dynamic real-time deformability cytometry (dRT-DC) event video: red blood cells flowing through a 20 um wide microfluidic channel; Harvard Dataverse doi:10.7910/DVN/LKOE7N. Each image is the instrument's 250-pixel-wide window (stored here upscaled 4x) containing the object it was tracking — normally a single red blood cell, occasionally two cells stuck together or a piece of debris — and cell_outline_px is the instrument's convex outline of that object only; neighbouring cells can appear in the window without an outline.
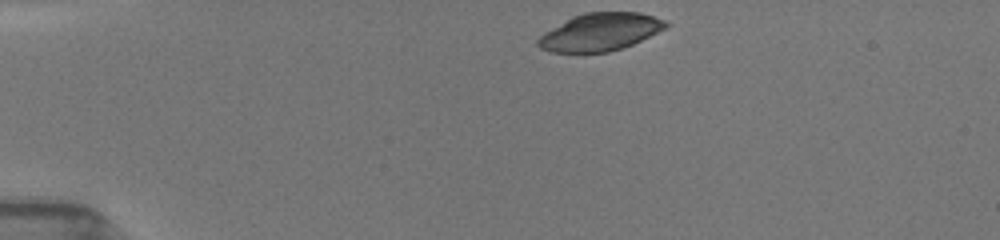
{"species": "common noctule bat (a hibernating species)", "species_latin": "Nyctalus noctula", "temperature_condition": "room temperature", "stored_images_in_passage": 42, "camera_frame_rate_fps": 3000, "um_per_image_px": 0.085, "animal": {"sex": "female", "body_mass_g": 19.5, "forearm_length_mm": 54.1}, "frame": {"image": 1, "passage_image": 1, "time_ms": 0.0, "image_size_px": [1000, 240], "cell_outline_px": [[668, 28], [632, 44], [608, 52], [552, 52], [540, 48], [536, 44], [536, 40], [544, 32], [572, 16], [584, 12], [640, 12], [664, 20], [668, 24]], "centroid_in_image_um": [51.0, 2.71], "position_along_channel_um": 34.0, "area_um2": 27.98}}
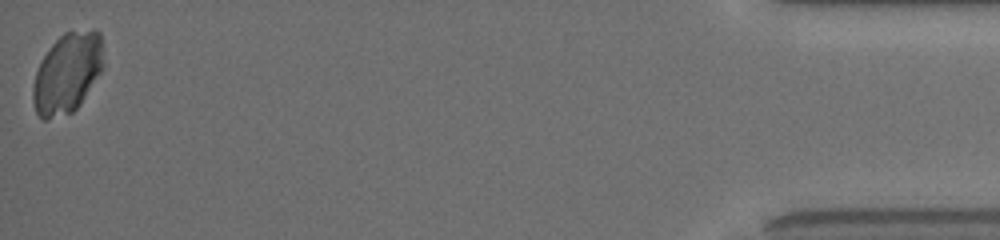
{"frame": {"image": 2, "passage_image": 42, "time_ms": 13.667, "image_size_px": [1000, 240], "cell_outline_px": [[104, 68], [80, 104], [72, 112], [44, 120], [40, 120], [36, 112], [32, 100], [32, 84], [40, 60], [52, 44], [64, 32], [100, 32], [104, 64]], "centroid_in_image_um": [5.69, 6.25], "position_along_channel_um": 429.5, "area_um2": 32.83}}